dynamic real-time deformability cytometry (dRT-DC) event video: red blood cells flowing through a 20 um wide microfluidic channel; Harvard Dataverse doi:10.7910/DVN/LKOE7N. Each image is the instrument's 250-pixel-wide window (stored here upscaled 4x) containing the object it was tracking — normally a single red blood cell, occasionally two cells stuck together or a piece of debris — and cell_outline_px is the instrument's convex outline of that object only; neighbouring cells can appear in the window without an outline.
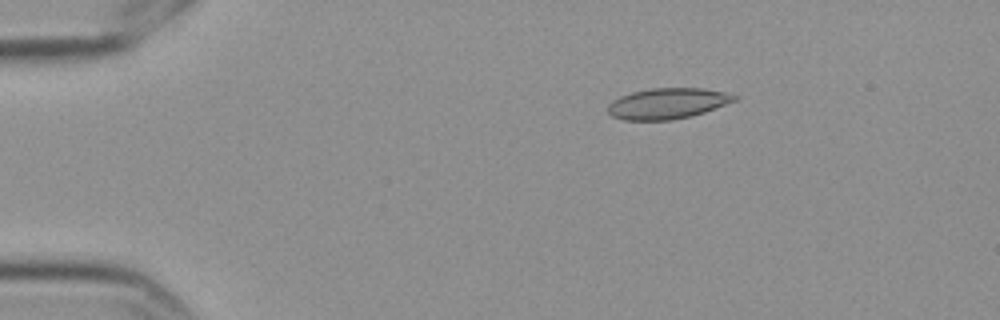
{"species": "Egyptian fruit bat (a non-hibernating species)", "species_latin": "Rousettus aegyptiacus", "temperature_condition": "cold", "stored_images_in_passage": 4, "camera_frame_rate_fps": 3000, "um_per_image_px": 0.085, "frame": {"image": 1, "passage_image": 2, "time_ms": 0.333, "image_size_px": [1000, 320], "cell_outline_px": [[740, 96], [736, 100], [704, 112], [692, 116], [672, 120], [624, 120], [612, 116], [608, 112], [608, 104], [612, 100], [620, 96], [632, 92], [652, 88], [704, 88], [724, 92]], "centroid_in_image_um": [56.73, 8.79], "position_along_channel_um": 28.3, "area_um2": 22.72}}